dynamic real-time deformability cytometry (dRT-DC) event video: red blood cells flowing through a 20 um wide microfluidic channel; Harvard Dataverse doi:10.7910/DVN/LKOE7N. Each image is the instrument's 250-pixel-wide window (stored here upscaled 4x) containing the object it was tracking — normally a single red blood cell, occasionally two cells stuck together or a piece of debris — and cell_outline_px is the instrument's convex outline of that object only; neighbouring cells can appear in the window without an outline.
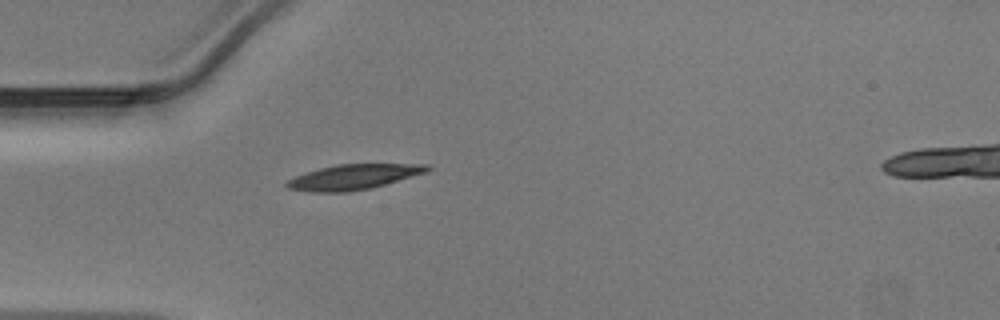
{"species": "Egyptian fruit bat (a non-hibernating species)", "species_latin": "Rousettus aegyptiacus", "temperature_condition": "warm", "stored_images_in_passage": 35, "camera_frame_rate_fps": 3000, "um_per_image_px": 0.085, "animal": {"sex": "male"}, "frame": {"image": 1, "passage_image": 1, "time_ms": 0.0, "image_size_px": [1000, 320], "cell_outline_px": [[432, 168], [428, 172], [372, 188], [348, 192], [312, 192], [288, 188], [284, 184], [288, 180], [296, 176], [320, 168], [336, 164], [428, 164]], "centroid_in_image_um": [30.09, 15.04], "position_along_channel_um": 54.9, "area_um2": 20.58}}
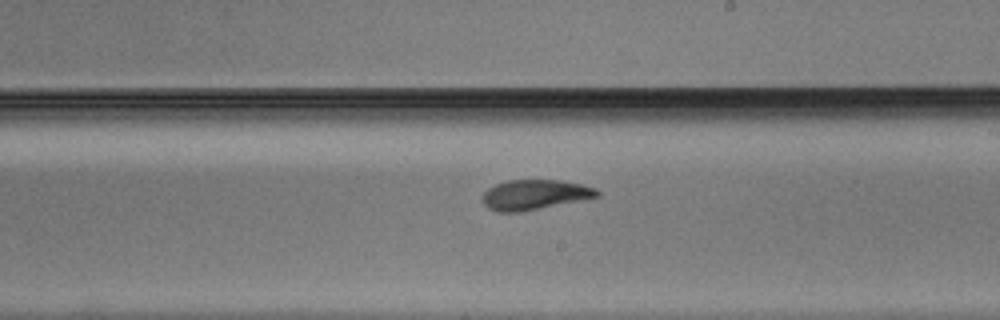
{"frame": {"image": 2, "passage_image": 15, "time_ms": 4.667, "image_size_px": [1000, 320], "cell_outline_px": [[600, 196], [520, 212], [496, 212], [488, 208], [484, 204], [484, 192], [488, 188], [496, 184], [508, 180], [560, 180], [580, 184], [596, 188], [600, 192]], "centroid_in_image_um": [45.44, 16.55], "position_along_channel_um": 243.6, "area_um2": 19.83}}
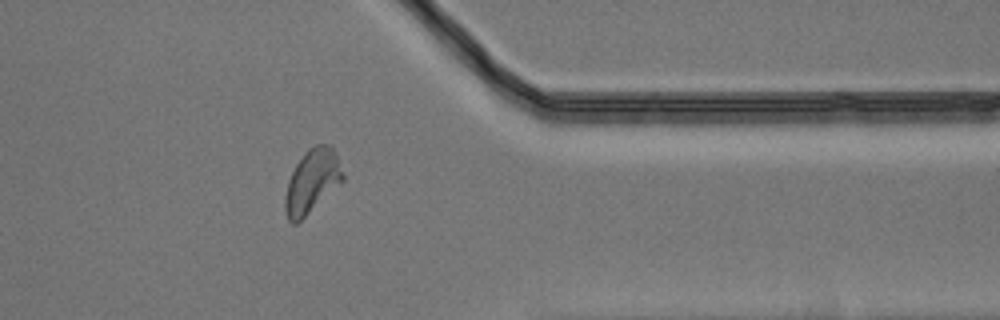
{"frame": {"image": 3, "passage_image": 26, "time_ms": 8.333, "image_size_px": [1000, 320], "cell_outline_px": [[344, 180], [296, 224], [292, 224], [288, 220], [284, 212], [284, 196], [288, 180], [296, 164], [304, 152], [308, 148], [316, 144], [332, 144], [344, 176]], "centroid_in_image_um": [26.49, 15.39], "position_along_channel_um": 384.9, "area_um2": 21.39}}